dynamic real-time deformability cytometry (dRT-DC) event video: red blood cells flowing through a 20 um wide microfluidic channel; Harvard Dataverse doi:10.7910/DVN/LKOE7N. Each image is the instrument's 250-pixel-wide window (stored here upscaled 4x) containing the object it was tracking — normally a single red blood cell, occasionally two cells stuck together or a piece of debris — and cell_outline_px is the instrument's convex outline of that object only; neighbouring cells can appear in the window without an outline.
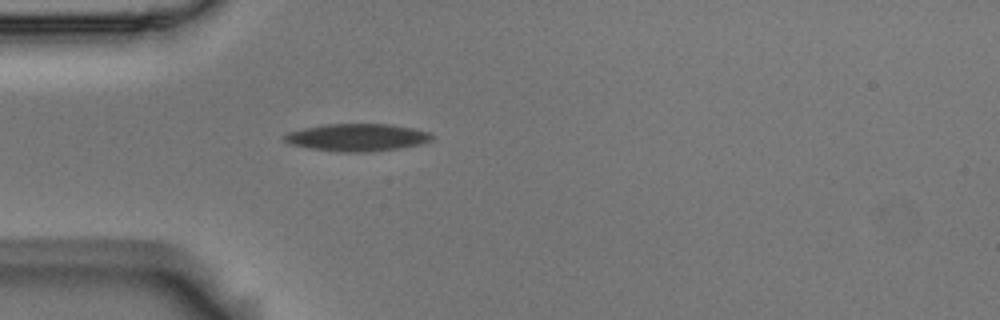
{"species": "Egyptian fruit bat (a non-hibernating species)", "species_latin": "Rousettus aegyptiacus", "temperature_condition": "room temperature", "stored_images_in_passage": 40, "camera_frame_rate_fps": 3000, "um_per_image_px": 0.085, "animal": {"sex": "male"}, "frame": {"image": 1, "passage_image": 1, "time_ms": 0.0, "image_size_px": [1000, 320], "cell_outline_px": [[436, 136], [432, 140], [420, 144], [400, 148], [372, 152], [340, 152], [312, 148], [288, 144], [280, 136], [288, 132], [304, 128], [324, 124], [392, 124], [412, 128], [428, 132]], "centroid_in_image_um": [30.35, 11.68], "position_along_channel_um": 54.6, "area_um2": 23.76}}
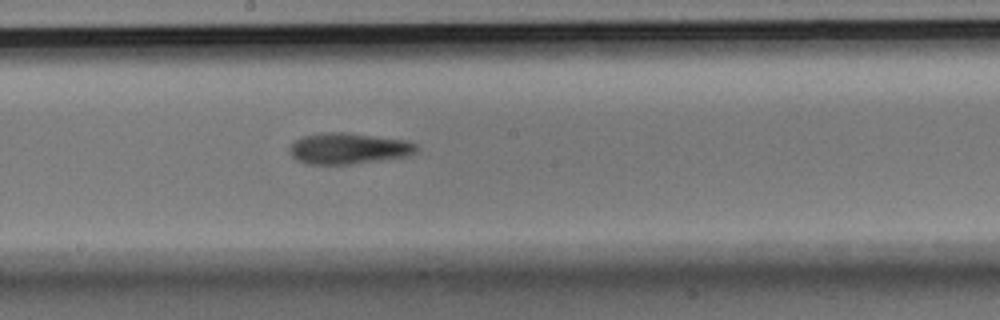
{"frame": {"image": 2, "passage_image": 15, "time_ms": 4.667, "image_size_px": [1000, 320], "cell_outline_px": [[420, 148], [416, 152], [404, 156], [352, 164], [304, 164], [296, 160], [288, 152], [292, 144], [296, 140], [304, 136], [328, 132], [340, 132], [408, 140], [416, 144]], "centroid_in_image_um": [29.61, 12.63], "position_along_channel_um": 218.6, "area_um2": 22.77}}
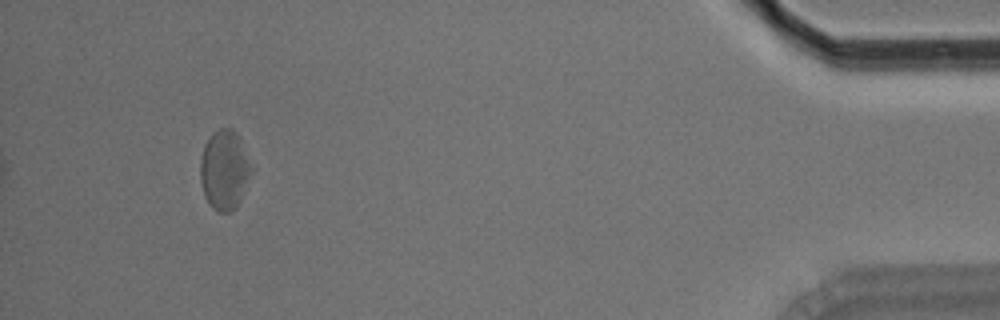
{"frame": {"image": 3, "passage_image": 37, "time_ms": 12.0, "image_size_px": [1000, 320], "cell_outline_px": [[248, 176], [240, 200], [232, 212], [216, 212], [212, 208], [204, 196], [200, 180], [200, 160], [204, 144], [212, 132], [220, 128], [232, 128], [240, 136], [248, 164]], "centroid_in_image_um": [19.0, 14.43], "position_along_channel_um": 416.2, "area_um2": 23.18}, "authors_computed_cell_mechanics": {"area_um2": 22.9466, "velocity_mm_per_s": 3.623, "shape_relaxation_time_tau1_ms": null, "shape_relaxation_time_tau2_ms": 8.3897, "deformation_change_tau1": null, "deformation_change_tau2": 0.1699}}